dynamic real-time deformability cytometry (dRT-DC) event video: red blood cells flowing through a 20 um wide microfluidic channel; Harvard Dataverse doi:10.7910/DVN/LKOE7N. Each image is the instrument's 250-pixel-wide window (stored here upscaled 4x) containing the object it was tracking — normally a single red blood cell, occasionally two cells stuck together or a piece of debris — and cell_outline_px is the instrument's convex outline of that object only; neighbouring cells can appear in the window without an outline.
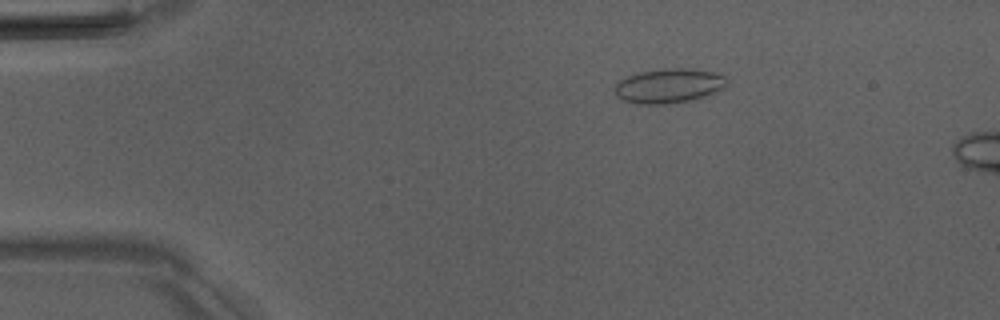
{"species": "Egyptian fruit bat (a non-hibernating species)", "species_latin": "Rousettus aegyptiacus", "temperature_condition": "room temperature", "stored_images_in_passage": 16, "camera_frame_rate_fps": 3000, "um_per_image_px": 0.085, "animal": {"sex": "male"}, "frame": {"image": 1, "passage_image": 10, "time_ms": 3.0, "image_size_px": [1000, 320], "cell_outline_px": [[728, 84], [724, 88], [704, 96], [692, 100], [668, 104], [636, 104], [624, 100], [616, 96], [616, 84], [620, 80], [636, 72], [664, 68], [692, 68], [712, 72], [724, 76], [728, 80]], "centroid_in_image_um": [56.86, 7.29], "position_along_channel_um": 28.1, "area_um2": 22.66}}